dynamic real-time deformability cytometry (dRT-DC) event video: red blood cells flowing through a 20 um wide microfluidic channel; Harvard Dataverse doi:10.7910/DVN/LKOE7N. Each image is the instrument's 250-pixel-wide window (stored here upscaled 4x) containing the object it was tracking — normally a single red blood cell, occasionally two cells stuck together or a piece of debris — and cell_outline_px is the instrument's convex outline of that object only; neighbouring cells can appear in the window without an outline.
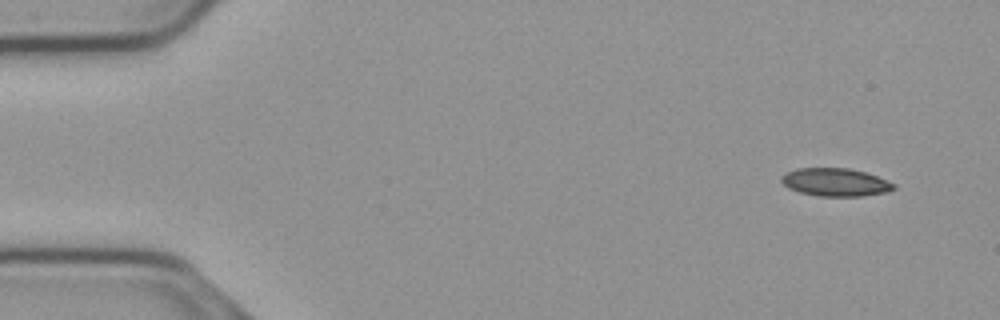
{"species": "common noctule bat (a hibernating species)", "species_latin": "Nyctalus noctula", "temperature_condition": "cold", "stored_images_in_passage": 54, "camera_frame_rate_fps": 3000, "um_per_image_px": 0.085, "animal": {"sex": "male", "body_mass_g": 23.1, "forearm_length_mm": 52.7}, "frame": {"image": 1, "passage_image": 3, "time_ms": 0.667, "image_size_px": [1000, 320], "cell_outline_px": [[896, 188], [888, 192], [864, 196], [816, 196], [800, 192], [788, 188], [780, 180], [780, 176], [796, 168], [848, 168], [864, 172], [876, 176], [896, 184]], "centroid_in_image_um": [71.01, 15.49], "position_along_channel_um": 14.0, "area_um2": 18.38}}
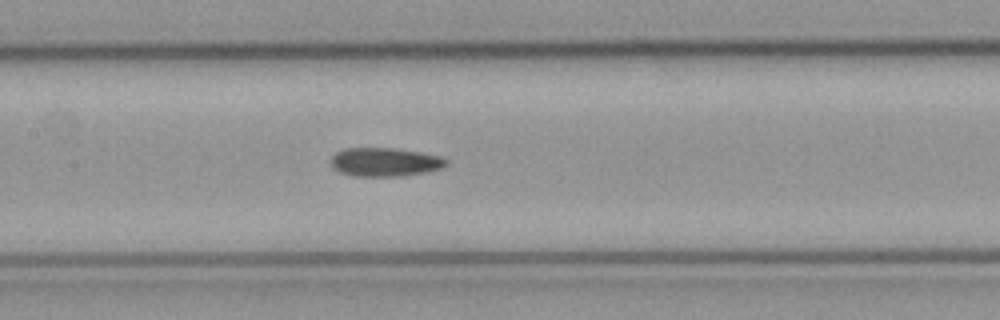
{"frame": {"image": 2, "passage_image": 25, "time_ms": 8.0, "image_size_px": [1000, 320], "cell_outline_px": [[448, 164], [440, 168], [424, 172], [400, 176], [352, 176], [340, 172], [332, 164], [332, 156], [336, 152], [344, 148], [392, 148], [420, 152], [440, 156], [448, 160]], "centroid_in_image_um": [32.72, 13.77], "position_along_channel_um": 174.7, "area_um2": 19.07}}
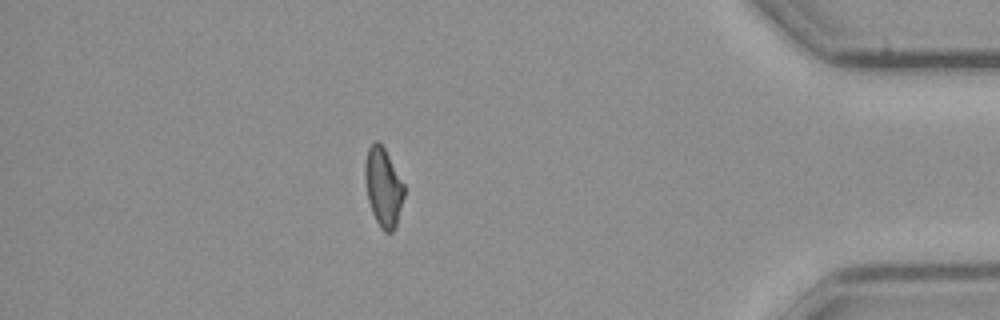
{"frame": {"image": 3, "passage_image": 47, "time_ms": 15.333, "image_size_px": [1000, 320], "cell_outline_px": [[404, 196], [396, 224], [392, 232], [384, 232], [380, 228], [372, 212], [368, 200], [364, 176], [364, 164], [368, 148], [376, 140], [384, 148], [404, 184]], "centroid_in_image_um": [32.56, 15.91], "position_along_channel_um": 402.6, "area_um2": 17.74}, "authors_computed_cell_mechanics": {"area_um2": 18.8428, "velocity_mm_per_s": 3.7309, "shape_relaxation_time_tau1_ms": null, "shape_relaxation_time_tau2_ms": 7.8436, "deformation_change_tau1": null, "deformation_change_tau2": 0.1602}}